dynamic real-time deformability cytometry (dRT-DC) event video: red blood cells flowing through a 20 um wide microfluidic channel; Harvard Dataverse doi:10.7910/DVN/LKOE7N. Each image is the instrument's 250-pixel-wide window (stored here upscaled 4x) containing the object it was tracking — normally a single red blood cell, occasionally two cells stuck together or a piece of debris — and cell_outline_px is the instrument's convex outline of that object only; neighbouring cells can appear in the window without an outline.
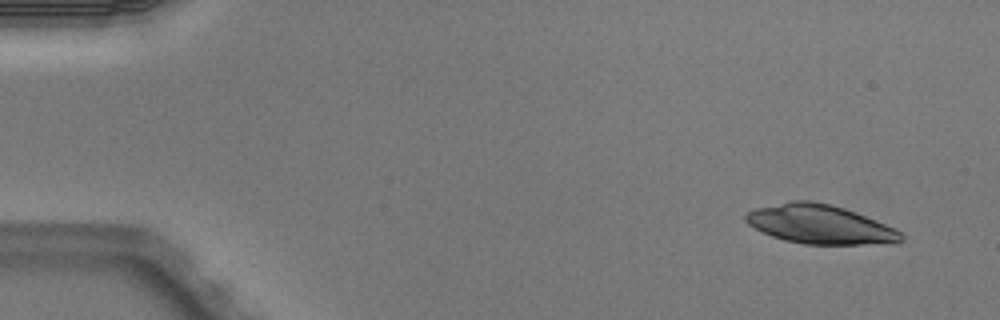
{"species": "Egyptian fruit bat (a non-hibernating species)", "species_latin": "Rousettus aegyptiacus", "temperature_condition": "warm", "stored_images_in_passage": 4, "camera_frame_rate_fps": 3000, "um_per_image_px": 0.085, "animal": {"sex": "male"}, "frame": {"image": 1, "passage_image": 1, "time_ms": 0.0, "image_size_px": [1000, 320], "cell_outline_px": [[904, 240], [900, 244], [804, 244], [784, 240], [760, 232], [748, 224], [744, 220], [744, 216], [752, 208], [792, 200], [812, 200], [844, 208], [856, 212], [896, 228], [904, 236]], "centroid_in_image_um": [69.71, 19.07], "position_along_channel_um": 15.3, "area_um2": 35.84}}